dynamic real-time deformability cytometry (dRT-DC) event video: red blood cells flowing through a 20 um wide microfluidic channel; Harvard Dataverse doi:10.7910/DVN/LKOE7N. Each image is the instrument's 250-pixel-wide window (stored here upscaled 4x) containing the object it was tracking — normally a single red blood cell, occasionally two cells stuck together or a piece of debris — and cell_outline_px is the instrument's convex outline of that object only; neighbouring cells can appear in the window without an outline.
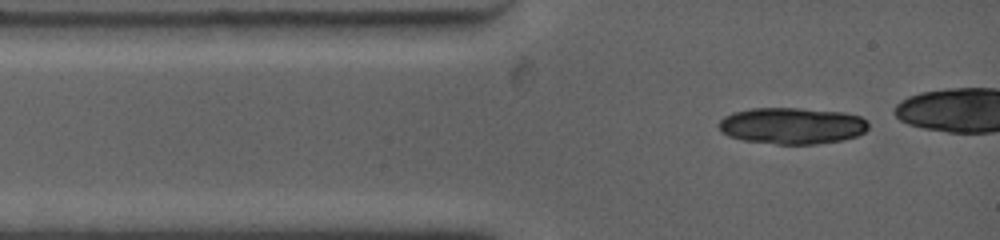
{"species": "common noctule bat (a hibernating species)", "species_latin": "Nyctalus noctula", "temperature_condition": "warm", "stored_images_in_passage": 3, "camera_frame_rate_fps": 4500, "um_per_image_px": 0.085, "animal": {"sex": "female", "body_mass_g": 19.0, "forearm_length_mm": 53.3}, "frame": {"image": 1, "passage_image": 1, "time_ms": 0.0, "image_size_px": [1000, 240], "cell_outline_px": [[868, 128], [864, 132], [856, 136], [844, 140], [816, 144], [776, 144], [744, 140], [728, 136], [720, 132], [720, 120], [724, 116], [732, 112], [752, 108], [800, 108], [844, 112], [860, 116], [868, 120]], "centroid_in_image_um": [67.34, 10.68], "position_along_channel_um": 17.7, "area_um2": 32.02}}